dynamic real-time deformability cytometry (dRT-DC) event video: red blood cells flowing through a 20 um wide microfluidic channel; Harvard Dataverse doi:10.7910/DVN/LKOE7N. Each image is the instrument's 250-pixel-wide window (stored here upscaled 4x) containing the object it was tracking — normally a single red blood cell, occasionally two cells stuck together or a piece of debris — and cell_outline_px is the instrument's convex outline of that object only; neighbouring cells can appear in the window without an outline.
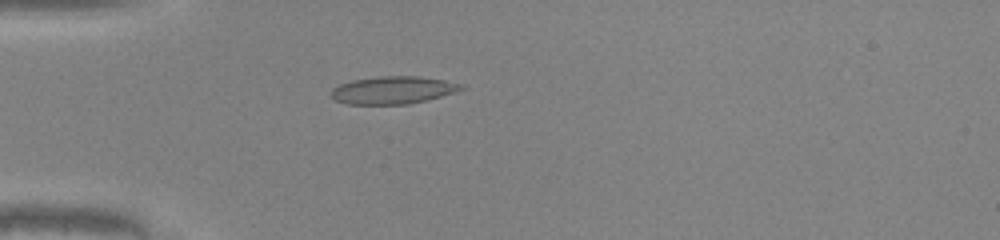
{"species": "common noctule bat (a hibernating species)", "species_latin": "Nyctalus noctula", "temperature_condition": "warm", "stored_images_in_passage": 36, "camera_frame_rate_fps": 3000, "um_per_image_px": 0.085, "animal": {"sex": "male", "body_mass_g": 20.0, "forearm_length_mm": 53.3}, "frame": {"image": 1, "passage_image": 1, "time_ms": 0.0, "image_size_px": [1000, 240], "cell_outline_px": [[468, 88], [428, 100], [408, 104], [348, 104], [332, 100], [328, 92], [332, 88], [340, 84], [352, 80], [380, 76], [420, 76], [444, 80], [464, 84]], "centroid_in_image_um": [33.39, 7.66], "position_along_channel_um": 51.6, "area_um2": 21.27}}
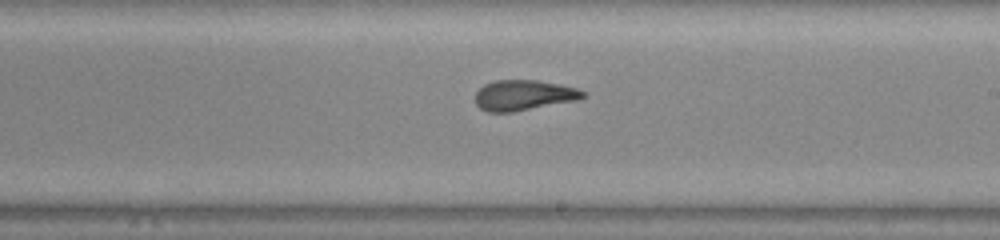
{"frame": {"image": 2, "passage_image": 16, "time_ms": 5.0, "image_size_px": [1000, 240], "cell_outline_px": [[588, 96], [576, 100], [512, 112], [488, 112], [480, 108], [476, 104], [476, 92], [484, 84], [496, 80], [536, 80], [576, 88], [588, 92]], "centroid_in_image_um": [44.52, 8.09], "position_along_channel_um": 244.5, "area_um2": 18.96}}
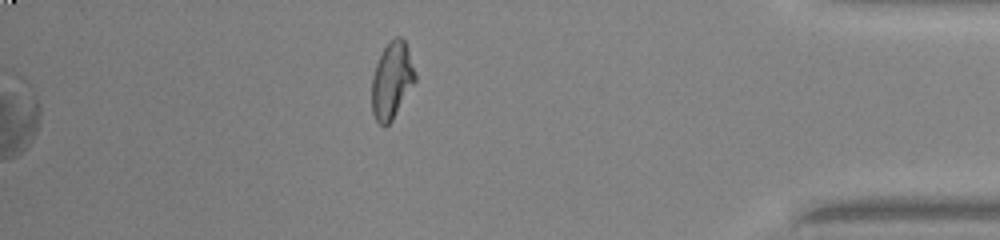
{"frame": {"image": 3, "passage_image": 30, "time_ms": 9.667, "image_size_px": [1000, 240], "cell_outline_px": [[416, 80], [392, 120], [384, 128], [376, 120], [372, 112], [372, 76], [376, 64], [384, 48], [396, 36], [400, 36], [404, 40], [408, 48], [416, 76]], "centroid_in_image_um": [33.3, 6.85], "position_along_channel_um": 401.9, "area_um2": 19.13}, "authors_computed_cell_mechanics": {"area_um2": 19.7098, "velocity_mm_per_s": 4.1464, "shape_relaxation_time_tau1_ms": 5.6538, "shape_relaxation_time_tau2_ms": 1.1504, "deformation_change_tau1": 0.2164, "deformation_change_tau2": 0.0874}}